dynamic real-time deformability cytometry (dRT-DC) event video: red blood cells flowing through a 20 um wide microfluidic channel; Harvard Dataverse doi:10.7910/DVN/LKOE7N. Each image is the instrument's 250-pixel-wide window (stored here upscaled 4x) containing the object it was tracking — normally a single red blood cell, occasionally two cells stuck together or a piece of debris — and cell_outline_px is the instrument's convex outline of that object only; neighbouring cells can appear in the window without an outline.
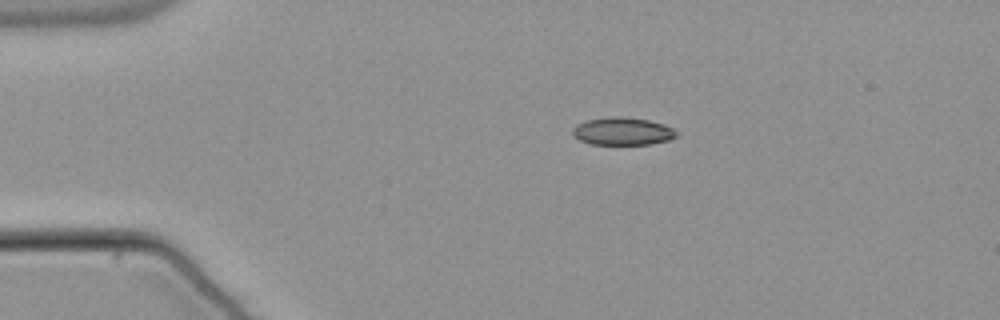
{"species": "common noctule bat (a hibernating species)", "species_latin": "Nyctalus noctula", "temperature_condition": "warm", "stored_images_in_passage": 45, "camera_frame_rate_fps": 3000, "um_per_image_px": 0.085, "animal": {"sex": "male", "body_mass_g": 21.5, "forearm_length_mm": 52.0}, "frame": {"image": 1, "passage_image": 2, "time_ms": 0.333, "image_size_px": [1000, 320], "cell_outline_px": [[676, 136], [668, 140], [652, 144], [592, 144], [580, 140], [572, 132], [572, 128], [576, 124], [588, 120], [612, 116], [620, 116], [648, 120], [664, 124], [672, 128], [676, 132]], "centroid_in_image_um": [52.91, 11.15], "position_along_channel_um": 32.1, "area_um2": 16.59}}
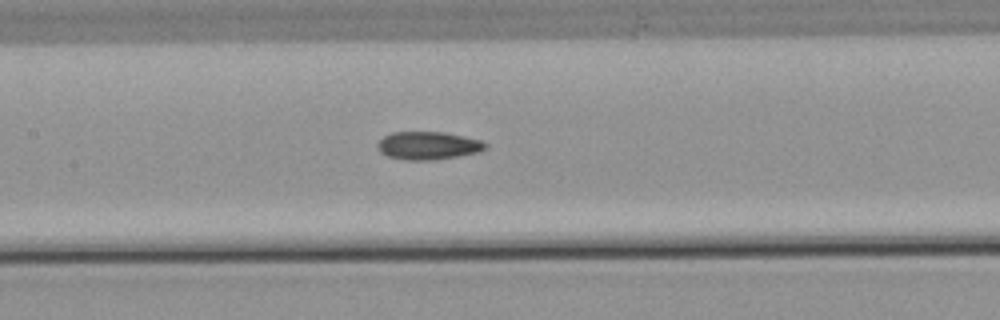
{"frame": {"image": 2, "passage_image": 17, "time_ms": 5.333, "image_size_px": [1000, 320], "cell_outline_px": [[488, 148], [480, 152], [432, 160], [404, 160], [388, 156], [380, 152], [376, 144], [384, 136], [392, 132], [444, 132], [464, 136], [480, 140], [488, 144]], "centroid_in_image_um": [36.4, 12.37], "position_along_channel_um": 171.0, "area_um2": 17.63}}
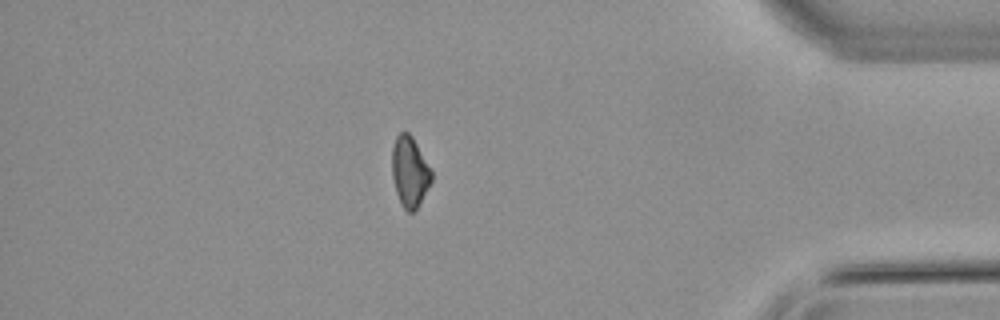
{"frame": {"image": 3, "passage_image": 38, "time_ms": 12.333, "image_size_px": [1000, 320], "cell_outline_px": [[432, 180], [416, 208], [412, 212], [408, 212], [400, 204], [396, 192], [392, 176], [392, 148], [396, 136], [400, 132], [408, 132], [412, 136], [432, 172]], "centroid_in_image_um": [34.8, 14.58], "position_along_channel_um": 400.4, "area_um2": 15.95}, "authors_computed_cell_mechanics": {"area_um2": 17.2822, "velocity_mm_per_s": 3.8166, "shape_relaxation_time_tau1_ms": 8.4501, "shape_relaxation_time_tau2_ms": 5.2078, "deformation_change_tau1": 0.1697, "deformation_change_tau2": 0.1255}}